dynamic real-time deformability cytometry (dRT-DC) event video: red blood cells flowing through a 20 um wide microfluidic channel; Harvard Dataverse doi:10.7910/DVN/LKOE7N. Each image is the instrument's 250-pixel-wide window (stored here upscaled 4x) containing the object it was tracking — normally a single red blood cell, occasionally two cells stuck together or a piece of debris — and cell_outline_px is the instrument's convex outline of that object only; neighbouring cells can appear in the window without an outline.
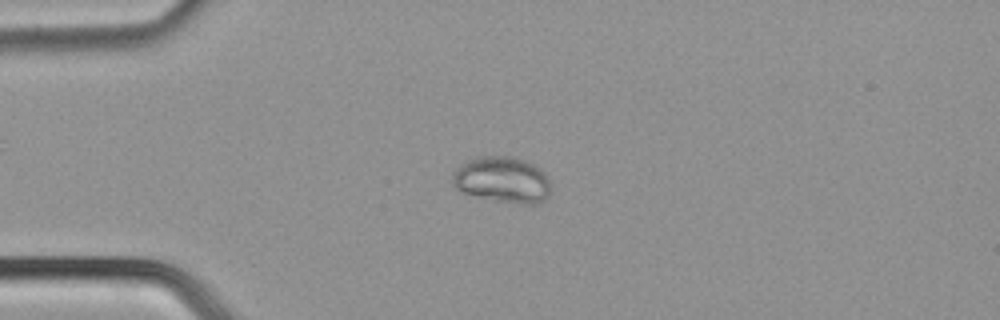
{"species": "common noctule bat (a hibernating species)", "species_latin": "Nyctalus noctula", "temperature_condition": "cold", "stored_images_in_passage": 50, "camera_frame_rate_fps": 3000, "um_per_image_px": 0.085, "animal": {"sex": "male", "body_mass_g": 21.5, "forearm_length_mm": 52.0}, "frame": {"image": 1, "passage_image": 12, "time_ms": 3.667, "image_size_px": [1000, 320], "cell_outline_px": [[552, 184], [548, 196], [544, 200], [536, 204], [520, 204], [496, 200], [476, 196], [464, 192], [456, 188], [452, 184], [452, 172], [460, 164], [476, 156], [512, 156], [524, 160], [540, 168], [548, 176]], "centroid_in_image_um": [42.72, 15.27], "position_along_channel_um": 42.3, "area_um2": 26.7}}
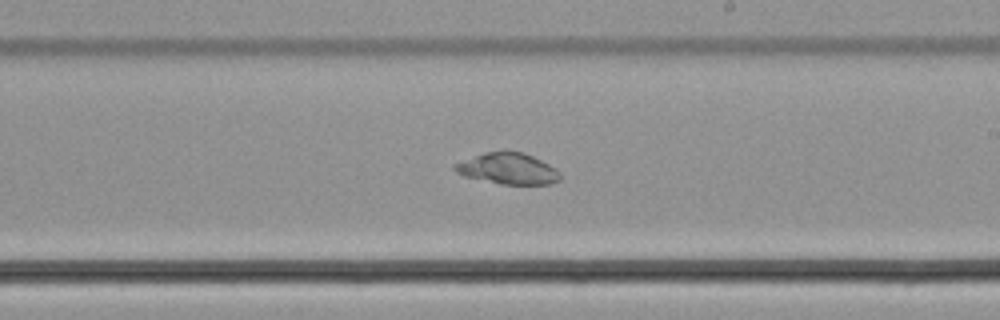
{"frame": {"image": 2, "passage_image": 29, "time_ms": 9.333, "image_size_px": [1000, 320], "cell_outline_px": [[564, 176], [560, 180], [552, 184], [500, 184], [464, 176], [456, 172], [452, 168], [452, 164], [484, 152], [524, 152], [556, 168]], "centroid_in_image_um": [43.19, 14.35], "position_along_channel_um": 245.8, "area_um2": 19.19}}
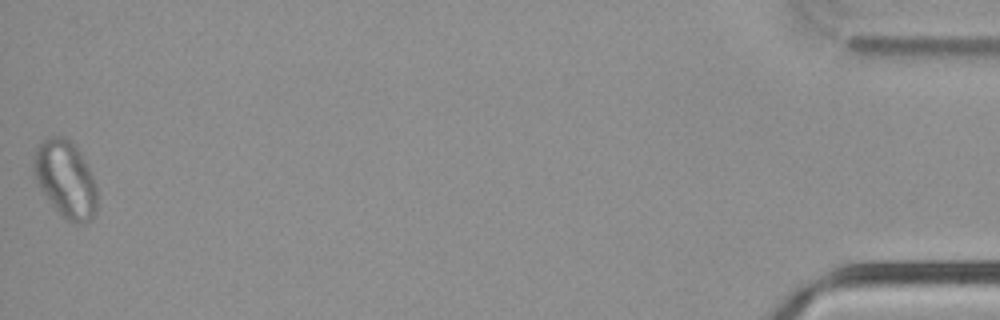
{"frame": {"image": 3, "passage_image": 50, "time_ms": 16.333, "image_size_px": [1000, 320], "cell_outline_px": [[96, 212], [88, 220], [76, 224], [64, 220], [48, 200], [40, 188], [32, 172], [32, 160], [36, 148], [40, 140], [52, 136], [64, 136], [80, 152], [96, 184]], "centroid_in_image_um": [5.52, 15.22], "position_along_channel_um": 429.7, "area_um2": 28.44}}